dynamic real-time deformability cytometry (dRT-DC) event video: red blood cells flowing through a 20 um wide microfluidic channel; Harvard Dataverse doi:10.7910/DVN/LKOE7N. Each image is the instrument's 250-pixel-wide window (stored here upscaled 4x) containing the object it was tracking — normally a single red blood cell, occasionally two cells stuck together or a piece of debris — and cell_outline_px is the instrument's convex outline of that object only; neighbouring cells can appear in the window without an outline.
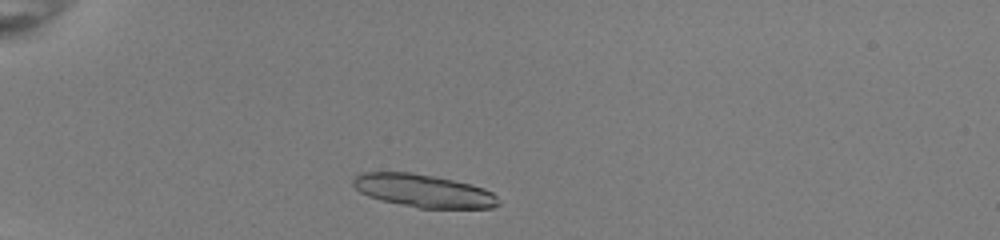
{"species": "common noctule bat (a hibernating species)", "species_latin": "Nyctalus noctula", "temperature_condition": "room temperature", "stored_images_in_passage": 40, "segment_of_instrument_passage": [1, 2], "camera_frame_rate_fps": 3000, "um_per_image_px": 0.085, "animal": {"sex": "female", "body_mass_g": 22.0, "forearm_length_mm": 56.7}, "frame": {"image": 1, "passage_image": 4, "time_ms": 1.0, "image_size_px": [1000, 240], "cell_outline_px": [[500, 204], [492, 208], [420, 208], [380, 200], [368, 196], [360, 192], [352, 184], [352, 180], [360, 172], [408, 172], [436, 176], [472, 184], [484, 188], [492, 192], [500, 200]], "centroid_in_image_um": [36.01, 16.21], "position_along_channel_um": 49.0, "area_um2": 28.03}}